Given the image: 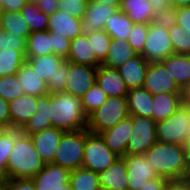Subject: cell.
<instances>
[{
  "mask_svg": "<svg viewBox=\"0 0 190 190\" xmlns=\"http://www.w3.org/2000/svg\"><path fill=\"white\" fill-rule=\"evenodd\" d=\"M118 9H120V7L90 1L87 4L83 18L81 19L82 34L90 35L96 31L104 30L106 20Z\"/></svg>",
  "mask_w": 190,
  "mask_h": 190,
  "instance_id": "obj_13",
  "label": "cell"
},
{
  "mask_svg": "<svg viewBox=\"0 0 190 190\" xmlns=\"http://www.w3.org/2000/svg\"><path fill=\"white\" fill-rule=\"evenodd\" d=\"M144 155L158 176L167 180L190 178V166L182 145L157 141Z\"/></svg>",
  "mask_w": 190,
  "mask_h": 190,
  "instance_id": "obj_2",
  "label": "cell"
},
{
  "mask_svg": "<svg viewBox=\"0 0 190 190\" xmlns=\"http://www.w3.org/2000/svg\"><path fill=\"white\" fill-rule=\"evenodd\" d=\"M65 131L50 127L31 134L37 153L45 163H52L61 137Z\"/></svg>",
  "mask_w": 190,
  "mask_h": 190,
  "instance_id": "obj_16",
  "label": "cell"
},
{
  "mask_svg": "<svg viewBox=\"0 0 190 190\" xmlns=\"http://www.w3.org/2000/svg\"><path fill=\"white\" fill-rule=\"evenodd\" d=\"M107 99L108 96L106 95V93L100 88L97 83H95L81 97V102L87 116H89L93 111L98 109Z\"/></svg>",
  "mask_w": 190,
  "mask_h": 190,
  "instance_id": "obj_38",
  "label": "cell"
},
{
  "mask_svg": "<svg viewBox=\"0 0 190 190\" xmlns=\"http://www.w3.org/2000/svg\"><path fill=\"white\" fill-rule=\"evenodd\" d=\"M66 61L74 64L89 65L98 68L101 62L96 58L91 40L85 34L78 35L71 40L70 49Z\"/></svg>",
  "mask_w": 190,
  "mask_h": 190,
  "instance_id": "obj_21",
  "label": "cell"
},
{
  "mask_svg": "<svg viewBox=\"0 0 190 190\" xmlns=\"http://www.w3.org/2000/svg\"><path fill=\"white\" fill-rule=\"evenodd\" d=\"M54 76L47 83L49 94L65 91L68 74V61L64 60L56 69Z\"/></svg>",
  "mask_w": 190,
  "mask_h": 190,
  "instance_id": "obj_42",
  "label": "cell"
},
{
  "mask_svg": "<svg viewBox=\"0 0 190 190\" xmlns=\"http://www.w3.org/2000/svg\"><path fill=\"white\" fill-rule=\"evenodd\" d=\"M130 116L127 97H108V99L88 116L87 129L94 133L113 128L121 120Z\"/></svg>",
  "mask_w": 190,
  "mask_h": 190,
  "instance_id": "obj_4",
  "label": "cell"
},
{
  "mask_svg": "<svg viewBox=\"0 0 190 190\" xmlns=\"http://www.w3.org/2000/svg\"><path fill=\"white\" fill-rule=\"evenodd\" d=\"M184 154L187 160V163L190 166V139H186V141L182 144Z\"/></svg>",
  "mask_w": 190,
  "mask_h": 190,
  "instance_id": "obj_57",
  "label": "cell"
},
{
  "mask_svg": "<svg viewBox=\"0 0 190 190\" xmlns=\"http://www.w3.org/2000/svg\"><path fill=\"white\" fill-rule=\"evenodd\" d=\"M167 181L166 178L159 176L146 182L142 190H163Z\"/></svg>",
  "mask_w": 190,
  "mask_h": 190,
  "instance_id": "obj_53",
  "label": "cell"
},
{
  "mask_svg": "<svg viewBox=\"0 0 190 190\" xmlns=\"http://www.w3.org/2000/svg\"><path fill=\"white\" fill-rule=\"evenodd\" d=\"M127 104L130 115L153 119L152 94L144 87L128 90Z\"/></svg>",
  "mask_w": 190,
  "mask_h": 190,
  "instance_id": "obj_24",
  "label": "cell"
},
{
  "mask_svg": "<svg viewBox=\"0 0 190 190\" xmlns=\"http://www.w3.org/2000/svg\"><path fill=\"white\" fill-rule=\"evenodd\" d=\"M48 113L51 127L64 131H78L87 128L88 116L81 98L67 92L48 94Z\"/></svg>",
  "mask_w": 190,
  "mask_h": 190,
  "instance_id": "obj_1",
  "label": "cell"
},
{
  "mask_svg": "<svg viewBox=\"0 0 190 190\" xmlns=\"http://www.w3.org/2000/svg\"><path fill=\"white\" fill-rule=\"evenodd\" d=\"M0 28L18 37L27 38L31 33L28 23L20 12H3Z\"/></svg>",
  "mask_w": 190,
  "mask_h": 190,
  "instance_id": "obj_34",
  "label": "cell"
},
{
  "mask_svg": "<svg viewBox=\"0 0 190 190\" xmlns=\"http://www.w3.org/2000/svg\"><path fill=\"white\" fill-rule=\"evenodd\" d=\"M3 9L0 8V24H1V19H2V15H3Z\"/></svg>",
  "mask_w": 190,
  "mask_h": 190,
  "instance_id": "obj_64",
  "label": "cell"
},
{
  "mask_svg": "<svg viewBox=\"0 0 190 190\" xmlns=\"http://www.w3.org/2000/svg\"><path fill=\"white\" fill-rule=\"evenodd\" d=\"M16 140V129L11 128L4 135L0 136V169L6 173L8 158L13 150Z\"/></svg>",
  "mask_w": 190,
  "mask_h": 190,
  "instance_id": "obj_43",
  "label": "cell"
},
{
  "mask_svg": "<svg viewBox=\"0 0 190 190\" xmlns=\"http://www.w3.org/2000/svg\"><path fill=\"white\" fill-rule=\"evenodd\" d=\"M174 54L173 44L167 29L150 23L141 55L149 62H161Z\"/></svg>",
  "mask_w": 190,
  "mask_h": 190,
  "instance_id": "obj_9",
  "label": "cell"
},
{
  "mask_svg": "<svg viewBox=\"0 0 190 190\" xmlns=\"http://www.w3.org/2000/svg\"><path fill=\"white\" fill-rule=\"evenodd\" d=\"M96 67L68 62L65 91L81 98L96 83Z\"/></svg>",
  "mask_w": 190,
  "mask_h": 190,
  "instance_id": "obj_11",
  "label": "cell"
},
{
  "mask_svg": "<svg viewBox=\"0 0 190 190\" xmlns=\"http://www.w3.org/2000/svg\"><path fill=\"white\" fill-rule=\"evenodd\" d=\"M70 170L54 163L44 167L31 178L36 190H58L69 181Z\"/></svg>",
  "mask_w": 190,
  "mask_h": 190,
  "instance_id": "obj_14",
  "label": "cell"
},
{
  "mask_svg": "<svg viewBox=\"0 0 190 190\" xmlns=\"http://www.w3.org/2000/svg\"><path fill=\"white\" fill-rule=\"evenodd\" d=\"M58 190H73V189L68 181L66 184L62 185V188H60Z\"/></svg>",
  "mask_w": 190,
  "mask_h": 190,
  "instance_id": "obj_62",
  "label": "cell"
},
{
  "mask_svg": "<svg viewBox=\"0 0 190 190\" xmlns=\"http://www.w3.org/2000/svg\"><path fill=\"white\" fill-rule=\"evenodd\" d=\"M53 53L52 32L41 30L31 32L26 38V58Z\"/></svg>",
  "mask_w": 190,
  "mask_h": 190,
  "instance_id": "obj_27",
  "label": "cell"
},
{
  "mask_svg": "<svg viewBox=\"0 0 190 190\" xmlns=\"http://www.w3.org/2000/svg\"><path fill=\"white\" fill-rule=\"evenodd\" d=\"M132 128V115H130L117 123L113 128L101 132L100 135L114 153L119 157H124Z\"/></svg>",
  "mask_w": 190,
  "mask_h": 190,
  "instance_id": "obj_15",
  "label": "cell"
},
{
  "mask_svg": "<svg viewBox=\"0 0 190 190\" xmlns=\"http://www.w3.org/2000/svg\"><path fill=\"white\" fill-rule=\"evenodd\" d=\"M118 157L106 145L100 134H94L85 129L83 168L99 173L112 165Z\"/></svg>",
  "mask_w": 190,
  "mask_h": 190,
  "instance_id": "obj_6",
  "label": "cell"
},
{
  "mask_svg": "<svg viewBox=\"0 0 190 190\" xmlns=\"http://www.w3.org/2000/svg\"><path fill=\"white\" fill-rule=\"evenodd\" d=\"M85 147V129L65 131L55 152L53 162L67 169L82 167Z\"/></svg>",
  "mask_w": 190,
  "mask_h": 190,
  "instance_id": "obj_5",
  "label": "cell"
},
{
  "mask_svg": "<svg viewBox=\"0 0 190 190\" xmlns=\"http://www.w3.org/2000/svg\"><path fill=\"white\" fill-rule=\"evenodd\" d=\"M29 0H4L3 11L6 12H20L22 7L26 5Z\"/></svg>",
  "mask_w": 190,
  "mask_h": 190,
  "instance_id": "obj_52",
  "label": "cell"
},
{
  "mask_svg": "<svg viewBox=\"0 0 190 190\" xmlns=\"http://www.w3.org/2000/svg\"><path fill=\"white\" fill-rule=\"evenodd\" d=\"M154 13L160 12L165 8L172 7L171 0H150Z\"/></svg>",
  "mask_w": 190,
  "mask_h": 190,
  "instance_id": "obj_55",
  "label": "cell"
},
{
  "mask_svg": "<svg viewBox=\"0 0 190 190\" xmlns=\"http://www.w3.org/2000/svg\"><path fill=\"white\" fill-rule=\"evenodd\" d=\"M133 24L134 23L130 17L121 9H118L106 20L104 30L112 37V39H122L127 41Z\"/></svg>",
  "mask_w": 190,
  "mask_h": 190,
  "instance_id": "obj_31",
  "label": "cell"
},
{
  "mask_svg": "<svg viewBox=\"0 0 190 190\" xmlns=\"http://www.w3.org/2000/svg\"><path fill=\"white\" fill-rule=\"evenodd\" d=\"M148 66L149 62L141 54H137L116 69L130 90L143 87Z\"/></svg>",
  "mask_w": 190,
  "mask_h": 190,
  "instance_id": "obj_19",
  "label": "cell"
},
{
  "mask_svg": "<svg viewBox=\"0 0 190 190\" xmlns=\"http://www.w3.org/2000/svg\"><path fill=\"white\" fill-rule=\"evenodd\" d=\"M190 110L180 106L170 117L157 122V141L182 145L186 141Z\"/></svg>",
  "mask_w": 190,
  "mask_h": 190,
  "instance_id": "obj_7",
  "label": "cell"
},
{
  "mask_svg": "<svg viewBox=\"0 0 190 190\" xmlns=\"http://www.w3.org/2000/svg\"><path fill=\"white\" fill-rule=\"evenodd\" d=\"M60 56L54 53L41 55L33 58H26V61L32 66L33 70L47 82L50 77L56 73V68L64 61Z\"/></svg>",
  "mask_w": 190,
  "mask_h": 190,
  "instance_id": "obj_32",
  "label": "cell"
},
{
  "mask_svg": "<svg viewBox=\"0 0 190 190\" xmlns=\"http://www.w3.org/2000/svg\"><path fill=\"white\" fill-rule=\"evenodd\" d=\"M120 9L130 17L133 23L150 24L154 11L150 0H122Z\"/></svg>",
  "mask_w": 190,
  "mask_h": 190,
  "instance_id": "obj_29",
  "label": "cell"
},
{
  "mask_svg": "<svg viewBox=\"0 0 190 190\" xmlns=\"http://www.w3.org/2000/svg\"><path fill=\"white\" fill-rule=\"evenodd\" d=\"M0 120L10 126L9 102L0 97Z\"/></svg>",
  "mask_w": 190,
  "mask_h": 190,
  "instance_id": "obj_54",
  "label": "cell"
},
{
  "mask_svg": "<svg viewBox=\"0 0 190 190\" xmlns=\"http://www.w3.org/2000/svg\"><path fill=\"white\" fill-rule=\"evenodd\" d=\"M92 0H59L58 10L68 13L70 16L82 19L87 4Z\"/></svg>",
  "mask_w": 190,
  "mask_h": 190,
  "instance_id": "obj_44",
  "label": "cell"
},
{
  "mask_svg": "<svg viewBox=\"0 0 190 190\" xmlns=\"http://www.w3.org/2000/svg\"><path fill=\"white\" fill-rule=\"evenodd\" d=\"M92 1H96V2H101L104 4H109L115 7H120L122 0H92Z\"/></svg>",
  "mask_w": 190,
  "mask_h": 190,
  "instance_id": "obj_59",
  "label": "cell"
},
{
  "mask_svg": "<svg viewBox=\"0 0 190 190\" xmlns=\"http://www.w3.org/2000/svg\"><path fill=\"white\" fill-rule=\"evenodd\" d=\"M174 8L190 6V0H171Z\"/></svg>",
  "mask_w": 190,
  "mask_h": 190,
  "instance_id": "obj_58",
  "label": "cell"
},
{
  "mask_svg": "<svg viewBox=\"0 0 190 190\" xmlns=\"http://www.w3.org/2000/svg\"><path fill=\"white\" fill-rule=\"evenodd\" d=\"M70 43V39L63 37V35L59 33L52 32V47L55 55L66 60L70 49Z\"/></svg>",
  "mask_w": 190,
  "mask_h": 190,
  "instance_id": "obj_47",
  "label": "cell"
},
{
  "mask_svg": "<svg viewBox=\"0 0 190 190\" xmlns=\"http://www.w3.org/2000/svg\"><path fill=\"white\" fill-rule=\"evenodd\" d=\"M25 61L26 56L22 51L0 50V76L15 75Z\"/></svg>",
  "mask_w": 190,
  "mask_h": 190,
  "instance_id": "obj_35",
  "label": "cell"
},
{
  "mask_svg": "<svg viewBox=\"0 0 190 190\" xmlns=\"http://www.w3.org/2000/svg\"><path fill=\"white\" fill-rule=\"evenodd\" d=\"M5 185H0V190H4Z\"/></svg>",
  "mask_w": 190,
  "mask_h": 190,
  "instance_id": "obj_66",
  "label": "cell"
},
{
  "mask_svg": "<svg viewBox=\"0 0 190 190\" xmlns=\"http://www.w3.org/2000/svg\"><path fill=\"white\" fill-rule=\"evenodd\" d=\"M128 190H142L149 180L158 178L155 168L144 154H126Z\"/></svg>",
  "mask_w": 190,
  "mask_h": 190,
  "instance_id": "obj_10",
  "label": "cell"
},
{
  "mask_svg": "<svg viewBox=\"0 0 190 190\" xmlns=\"http://www.w3.org/2000/svg\"><path fill=\"white\" fill-rule=\"evenodd\" d=\"M37 111L27 123L20 129V132L31 135L51 127V120L48 113V94L38 97Z\"/></svg>",
  "mask_w": 190,
  "mask_h": 190,
  "instance_id": "obj_28",
  "label": "cell"
},
{
  "mask_svg": "<svg viewBox=\"0 0 190 190\" xmlns=\"http://www.w3.org/2000/svg\"><path fill=\"white\" fill-rule=\"evenodd\" d=\"M45 165L37 153L30 135L16 129V140L8 158L6 176L8 179H31Z\"/></svg>",
  "mask_w": 190,
  "mask_h": 190,
  "instance_id": "obj_3",
  "label": "cell"
},
{
  "mask_svg": "<svg viewBox=\"0 0 190 190\" xmlns=\"http://www.w3.org/2000/svg\"><path fill=\"white\" fill-rule=\"evenodd\" d=\"M14 49L26 54V38L2 31L0 34V50Z\"/></svg>",
  "mask_w": 190,
  "mask_h": 190,
  "instance_id": "obj_45",
  "label": "cell"
},
{
  "mask_svg": "<svg viewBox=\"0 0 190 190\" xmlns=\"http://www.w3.org/2000/svg\"><path fill=\"white\" fill-rule=\"evenodd\" d=\"M7 181L8 178L6 176V173L2 169H0V185H6Z\"/></svg>",
  "mask_w": 190,
  "mask_h": 190,
  "instance_id": "obj_61",
  "label": "cell"
},
{
  "mask_svg": "<svg viewBox=\"0 0 190 190\" xmlns=\"http://www.w3.org/2000/svg\"><path fill=\"white\" fill-rule=\"evenodd\" d=\"M47 30L72 40L82 34L81 19L58 10L49 15Z\"/></svg>",
  "mask_w": 190,
  "mask_h": 190,
  "instance_id": "obj_22",
  "label": "cell"
},
{
  "mask_svg": "<svg viewBox=\"0 0 190 190\" xmlns=\"http://www.w3.org/2000/svg\"><path fill=\"white\" fill-rule=\"evenodd\" d=\"M176 23L190 35V6L176 8Z\"/></svg>",
  "mask_w": 190,
  "mask_h": 190,
  "instance_id": "obj_48",
  "label": "cell"
},
{
  "mask_svg": "<svg viewBox=\"0 0 190 190\" xmlns=\"http://www.w3.org/2000/svg\"><path fill=\"white\" fill-rule=\"evenodd\" d=\"M156 122L149 117L132 115V133L126 154H145L156 142Z\"/></svg>",
  "mask_w": 190,
  "mask_h": 190,
  "instance_id": "obj_8",
  "label": "cell"
},
{
  "mask_svg": "<svg viewBox=\"0 0 190 190\" xmlns=\"http://www.w3.org/2000/svg\"><path fill=\"white\" fill-rule=\"evenodd\" d=\"M163 190H190V178L168 180Z\"/></svg>",
  "mask_w": 190,
  "mask_h": 190,
  "instance_id": "obj_51",
  "label": "cell"
},
{
  "mask_svg": "<svg viewBox=\"0 0 190 190\" xmlns=\"http://www.w3.org/2000/svg\"><path fill=\"white\" fill-rule=\"evenodd\" d=\"M151 23L169 30L174 24H176V8L172 6L154 13Z\"/></svg>",
  "mask_w": 190,
  "mask_h": 190,
  "instance_id": "obj_46",
  "label": "cell"
},
{
  "mask_svg": "<svg viewBox=\"0 0 190 190\" xmlns=\"http://www.w3.org/2000/svg\"><path fill=\"white\" fill-rule=\"evenodd\" d=\"M34 5L45 14H53L58 11L59 0H32Z\"/></svg>",
  "mask_w": 190,
  "mask_h": 190,
  "instance_id": "obj_50",
  "label": "cell"
},
{
  "mask_svg": "<svg viewBox=\"0 0 190 190\" xmlns=\"http://www.w3.org/2000/svg\"><path fill=\"white\" fill-rule=\"evenodd\" d=\"M24 19L28 23L31 32L48 29V14L38 9L32 0H29L20 11Z\"/></svg>",
  "mask_w": 190,
  "mask_h": 190,
  "instance_id": "obj_36",
  "label": "cell"
},
{
  "mask_svg": "<svg viewBox=\"0 0 190 190\" xmlns=\"http://www.w3.org/2000/svg\"><path fill=\"white\" fill-rule=\"evenodd\" d=\"M69 183L73 190H101L98 173L83 167L70 171Z\"/></svg>",
  "mask_w": 190,
  "mask_h": 190,
  "instance_id": "obj_33",
  "label": "cell"
},
{
  "mask_svg": "<svg viewBox=\"0 0 190 190\" xmlns=\"http://www.w3.org/2000/svg\"><path fill=\"white\" fill-rule=\"evenodd\" d=\"M175 54L190 55V35L176 23L169 30Z\"/></svg>",
  "mask_w": 190,
  "mask_h": 190,
  "instance_id": "obj_40",
  "label": "cell"
},
{
  "mask_svg": "<svg viewBox=\"0 0 190 190\" xmlns=\"http://www.w3.org/2000/svg\"><path fill=\"white\" fill-rule=\"evenodd\" d=\"M143 87L152 95L181 93V88L161 62L149 63Z\"/></svg>",
  "mask_w": 190,
  "mask_h": 190,
  "instance_id": "obj_12",
  "label": "cell"
},
{
  "mask_svg": "<svg viewBox=\"0 0 190 190\" xmlns=\"http://www.w3.org/2000/svg\"><path fill=\"white\" fill-rule=\"evenodd\" d=\"M131 45L122 39H112L108 54L101 65L109 68H118L130 58L136 56Z\"/></svg>",
  "mask_w": 190,
  "mask_h": 190,
  "instance_id": "obj_30",
  "label": "cell"
},
{
  "mask_svg": "<svg viewBox=\"0 0 190 190\" xmlns=\"http://www.w3.org/2000/svg\"><path fill=\"white\" fill-rule=\"evenodd\" d=\"M186 139H190V119H189V124H188V130H187Z\"/></svg>",
  "mask_w": 190,
  "mask_h": 190,
  "instance_id": "obj_63",
  "label": "cell"
},
{
  "mask_svg": "<svg viewBox=\"0 0 190 190\" xmlns=\"http://www.w3.org/2000/svg\"><path fill=\"white\" fill-rule=\"evenodd\" d=\"M16 76L25 94L37 97L49 94L47 83L39 77L27 61L19 68Z\"/></svg>",
  "mask_w": 190,
  "mask_h": 190,
  "instance_id": "obj_23",
  "label": "cell"
},
{
  "mask_svg": "<svg viewBox=\"0 0 190 190\" xmlns=\"http://www.w3.org/2000/svg\"><path fill=\"white\" fill-rule=\"evenodd\" d=\"M127 166L123 157H118L107 169L98 173L101 190H128Z\"/></svg>",
  "mask_w": 190,
  "mask_h": 190,
  "instance_id": "obj_17",
  "label": "cell"
},
{
  "mask_svg": "<svg viewBox=\"0 0 190 190\" xmlns=\"http://www.w3.org/2000/svg\"><path fill=\"white\" fill-rule=\"evenodd\" d=\"M161 63L181 89L190 84V55L174 53L166 57Z\"/></svg>",
  "mask_w": 190,
  "mask_h": 190,
  "instance_id": "obj_25",
  "label": "cell"
},
{
  "mask_svg": "<svg viewBox=\"0 0 190 190\" xmlns=\"http://www.w3.org/2000/svg\"><path fill=\"white\" fill-rule=\"evenodd\" d=\"M153 120L157 123L170 117L181 106V93L152 95Z\"/></svg>",
  "mask_w": 190,
  "mask_h": 190,
  "instance_id": "obj_26",
  "label": "cell"
},
{
  "mask_svg": "<svg viewBox=\"0 0 190 190\" xmlns=\"http://www.w3.org/2000/svg\"><path fill=\"white\" fill-rule=\"evenodd\" d=\"M149 24L134 23L127 38V42L131 45L133 50L141 54L146 41Z\"/></svg>",
  "mask_w": 190,
  "mask_h": 190,
  "instance_id": "obj_41",
  "label": "cell"
},
{
  "mask_svg": "<svg viewBox=\"0 0 190 190\" xmlns=\"http://www.w3.org/2000/svg\"><path fill=\"white\" fill-rule=\"evenodd\" d=\"M181 106L190 110V84L181 89Z\"/></svg>",
  "mask_w": 190,
  "mask_h": 190,
  "instance_id": "obj_56",
  "label": "cell"
},
{
  "mask_svg": "<svg viewBox=\"0 0 190 190\" xmlns=\"http://www.w3.org/2000/svg\"><path fill=\"white\" fill-rule=\"evenodd\" d=\"M4 190H36L32 179H8Z\"/></svg>",
  "mask_w": 190,
  "mask_h": 190,
  "instance_id": "obj_49",
  "label": "cell"
},
{
  "mask_svg": "<svg viewBox=\"0 0 190 190\" xmlns=\"http://www.w3.org/2000/svg\"><path fill=\"white\" fill-rule=\"evenodd\" d=\"M96 83L108 97H127L128 88L116 68L100 65L96 72Z\"/></svg>",
  "mask_w": 190,
  "mask_h": 190,
  "instance_id": "obj_20",
  "label": "cell"
},
{
  "mask_svg": "<svg viewBox=\"0 0 190 190\" xmlns=\"http://www.w3.org/2000/svg\"><path fill=\"white\" fill-rule=\"evenodd\" d=\"M25 94L15 75L0 76V97L8 102Z\"/></svg>",
  "mask_w": 190,
  "mask_h": 190,
  "instance_id": "obj_37",
  "label": "cell"
},
{
  "mask_svg": "<svg viewBox=\"0 0 190 190\" xmlns=\"http://www.w3.org/2000/svg\"><path fill=\"white\" fill-rule=\"evenodd\" d=\"M86 36L88 40H91V47L96 58L102 63L108 54L112 37L105 30L96 31Z\"/></svg>",
  "mask_w": 190,
  "mask_h": 190,
  "instance_id": "obj_39",
  "label": "cell"
},
{
  "mask_svg": "<svg viewBox=\"0 0 190 190\" xmlns=\"http://www.w3.org/2000/svg\"><path fill=\"white\" fill-rule=\"evenodd\" d=\"M3 2L4 0H0V8L3 9Z\"/></svg>",
  "mask_w": 190,
  "mask_h": 190,
  "instance_id": "obj_65",
  "label": "cell"
},
{
  "mask_svg": "<svg viewBox=\"0 0 190 190\" xmlns=\"http://www.w3.org/2000/svg\"><path fill=\"white\" fill-rule=\"evenodd\" d=\"M10 129L11 127L6 122L0 120V136L4 135Z\"/></svg>",
  "mask_w": 190,
  "mask_h": 190,
  "instance_id": "obj_60",
  "label": "cell"
},
{
  "mask_svg": "<svg viewBox=\"0 0 190 190\" xmlns=\"http://www.w3.org/2000/svg\"><path fill=\"white\" fill-rule=\"evenodd\" d=\"M38 97L23 94L9 102L10 127L21 129L37 111Z\"/></svg>",
  "mask_w": 190,
  "mask_h": 190,
  "instance_id": "obj_18",
  "label": "cell"
}]
</instances>
